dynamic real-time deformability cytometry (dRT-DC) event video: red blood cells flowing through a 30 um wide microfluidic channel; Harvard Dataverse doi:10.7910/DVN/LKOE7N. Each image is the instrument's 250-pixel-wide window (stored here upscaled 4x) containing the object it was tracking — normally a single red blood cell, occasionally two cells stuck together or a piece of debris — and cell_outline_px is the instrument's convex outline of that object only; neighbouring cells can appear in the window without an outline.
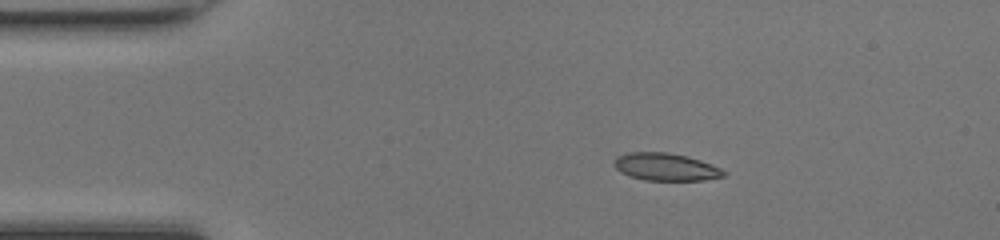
{"species": "common noctule bat (a hibernating species)", "species_latin": "Nyctalus noctula", "temperature_condition": "room temperature", "stored_images_in_passage": 41, "camera_frame_rate_fps": 3000, "um_per_image_px": 0.085, "animal": {"sex": "female", "body_mass_g": 17.0, "forearm_length_mm": 48.0}, "frame": {"image": 1, "passage_image": 1, "time_ms": 0.0, "image_size_px": [1000, 240], "cell_outline_px": [[728, 176], [704, 180], [644, 180], [628, 176], [620, 172], [612, 164], [616, 156], [628, 152], [668, 152], [688, 156], [712, 164], [728, 172]], "centroid_in_image_um": [56.6, 14.18], "position_along_channel_um": 28.4, "area_um2": 17.92}}
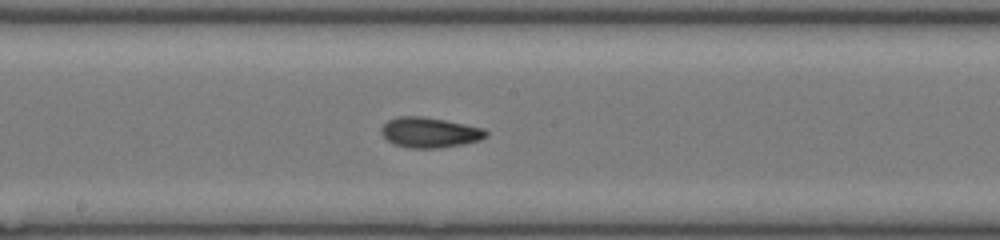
{"frame": {"image": 2, "passage_image": 18, "time_ms": 5.667, "image_size_px": [1000, 240], "cell_outline_px": [[488, 136], [480, 140], [464, 144], [440, 148], [408, 148], [392, 144], [380, 132], [380, 128], [388, 120], [396, 116], [420, 116], [444, 120], [484, 128], [488, 132]], "centroid_in_image_um": [36.51, 11.27], "position_along_channel_um": 211.7, "area_um2": 18.61}}
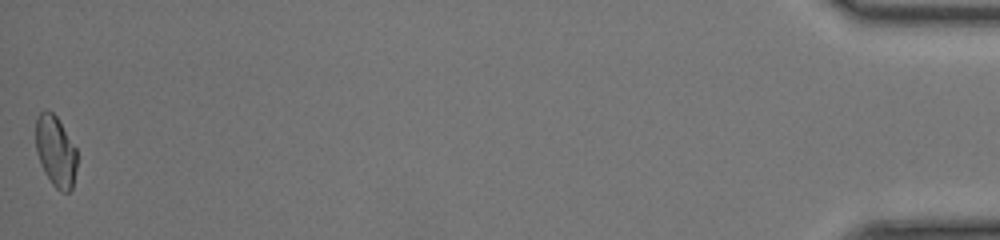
{"frame": {"image": 3, "passage_image": 41, "time_ms": 13.333, "image_size_px": [1000, 240], "cell_outline_px": [[76, 168], [72, 188], [68, 192], [60, 192], [52, 184], [44, 172], [40, 164], [36, 152], [36, 116], [40, 112], [52, 112], [56, 116], [76, 148]], "centroid_in_image_um": [4.72, 12.89], "position_along_channel_um": 430.5, "area_um2": 16.94}, "authors_computed_cell_mechanics": {"area_um2": 17.8024, "velocity_mm_per_s": 4.2387, "shape_relaxation_time_tau1_ms": 4.5923, "shape_relaxation_time_tau2_ms": 1.7181, "deformation_change_tau1": 0.1669, "deformation_change_tau2": 0.0663}}